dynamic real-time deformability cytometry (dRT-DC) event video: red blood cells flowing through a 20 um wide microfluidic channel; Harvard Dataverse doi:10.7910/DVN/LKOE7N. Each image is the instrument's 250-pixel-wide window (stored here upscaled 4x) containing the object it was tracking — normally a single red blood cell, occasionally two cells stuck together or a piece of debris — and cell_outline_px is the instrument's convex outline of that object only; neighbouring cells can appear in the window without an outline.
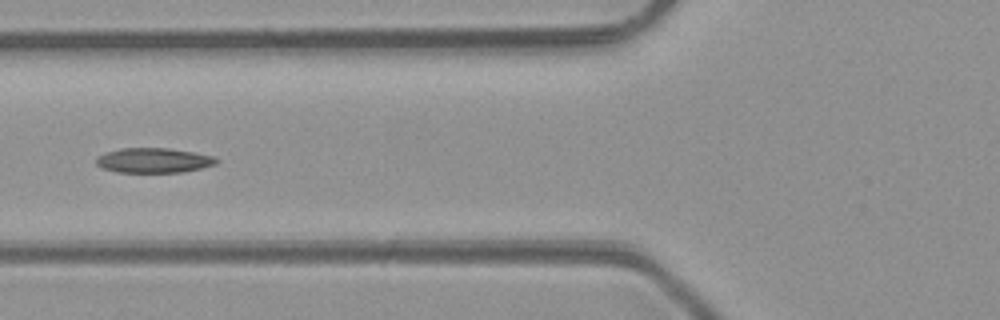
{"species": "common noctule bat (a hibernating species)", "species_latin": "Nyctalus noctula", "temperature_condition": "room temperature", "stored_images_in_passage": 5, "camera_frame_rate_fps": 3000, "um_per_image_px": 0.085, "animal": {"sex": "male", "body_mass_g": 23.1, "forearm_length_mm": 52.7}, "frame": {"image": 1, "passage_image": 4, "time_ms": 4.333, "image_size_px": [1000, 320], "cell_outline_px": [[220, 160], [216, 164], [184, 172], [116, 172], [100, 168], [96, 164], [96, 156], [104, 152], [120, 148], [168, 148], [192, 152], [212, 156]], "centroid_in_image_um": [13.0, 13.63], "position_along_channel_um": 112.8, "area_um2": 17.51}}
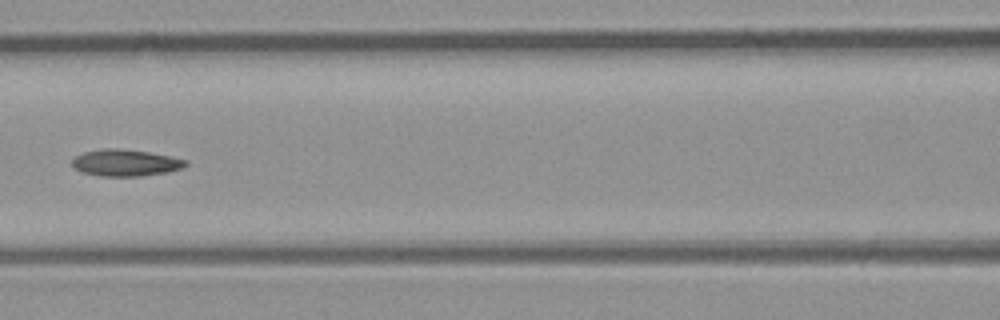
{"frame": {"image": 2, "passage_image": 5, "time_ms": 5.333, "image_size_px": [1000, 320], "cell_outline_px": [[188, 164], [180, 168], [168, 172], [140, 176], [100, 176], [80, 172], [72, 164], [72, 160], [76, 156], [84, 152], [104, 148], [116, 148], [148, 152], [188, 160]], "centroid_in_image_um": [10.65, 13.84], "position_along_channel_um": 155.9, "area_um2": 17.51}}